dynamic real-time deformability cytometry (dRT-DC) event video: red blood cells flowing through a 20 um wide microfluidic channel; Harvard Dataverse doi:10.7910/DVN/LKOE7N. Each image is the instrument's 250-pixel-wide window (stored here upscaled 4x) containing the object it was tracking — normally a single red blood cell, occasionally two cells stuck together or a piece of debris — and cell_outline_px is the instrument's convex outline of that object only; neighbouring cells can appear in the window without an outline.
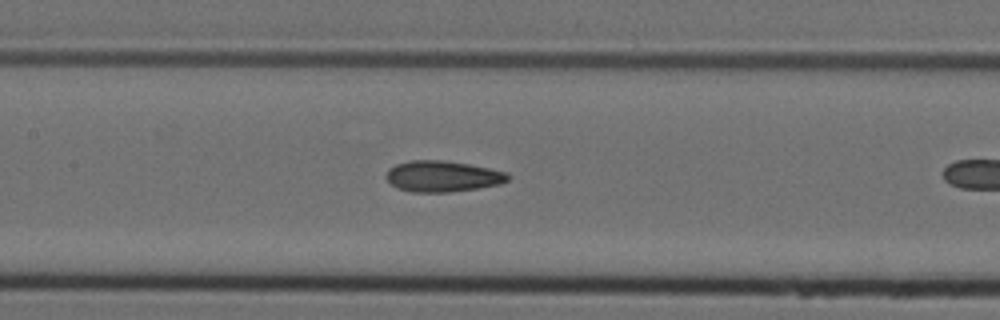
{"species": "Egyptian fruit bat (a non-hibernating species)", "species_latin": "Rousettus aegyptiacus", "temperature_condition": "cold", "stored_images_in_passage": 31, "camera_frame_rate_fps": 3000, "um_per_image_px": 0.085, "animal": {"sex": "female"}, "frame": {"image": 1, "passage_image": 27, "time_ms": 8.667, "image_size_px": [1000, 320], "cell_outline_px": [[508, 180], [500, 184], [476, 188], [448, 192], [412, 192], [396, 188], [384, 176], [388, 168], [396, 164], [412, 160], [444, 160], [468, 164], [508, 172]], "centroid_in_image_um": [37.57, 14.98], "position_along_channel_um": 169.8, "area_um2": 21.96}}